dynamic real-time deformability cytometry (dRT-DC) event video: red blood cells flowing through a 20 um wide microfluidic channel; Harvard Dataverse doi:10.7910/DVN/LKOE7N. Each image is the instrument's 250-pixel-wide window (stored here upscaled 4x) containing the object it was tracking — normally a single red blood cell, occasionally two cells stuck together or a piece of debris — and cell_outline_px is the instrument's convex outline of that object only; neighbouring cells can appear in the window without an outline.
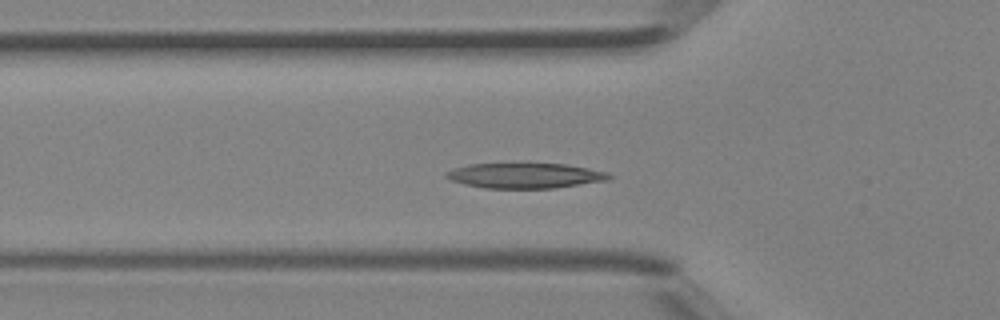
{"species": "Egyptian fruit bat (a non-hibernating species)", "species_latin": "Rousettus aegyptiacus", "temperature_condition": "room temperature", "stored_images_in_passage": 39, "segment_of_instrument_passage": [1, 2], "camera_frame_rate_fps": 3000, "um_per_image_px": 0.085, "animal": {"sex": "female"}, "frame": {"image": 1, "passage_image": 11, "time_ms": 3.333, "image_size_px": [1000, 320], "cell_outline_px": [[612, 176], [608, 180], [556, 188], [484, 188], [464, 184], [452, 180], [444, 176], [444, 172], [468, 164], [528, 160], [564, 164], [588, 168], [608, 172]], "centroid_in_image_um": [44.61, 14.87], "position_along_channel_um": 81.2, "area_um2": 25.14}}
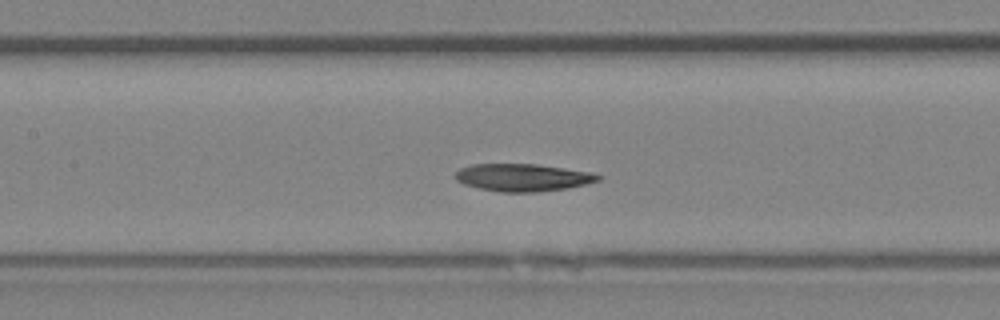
{"frame": {"image": 2, "passage_image": 16, "time_ms": 5.0, "image_size_px": [1000, 320], "cell_outline_px": [[604, 176], [600, 180], [568, 188], [536, 192], [500, 192], [480, 188], [464, 184], [456, 180], [456, 172], [460, 168], [472, 164], [536, 164], [592, 172]], "centroid_in_image_um": [44.46, 15.08], "position_along_channel_um": 162.9, "area_um2": 22.83}}
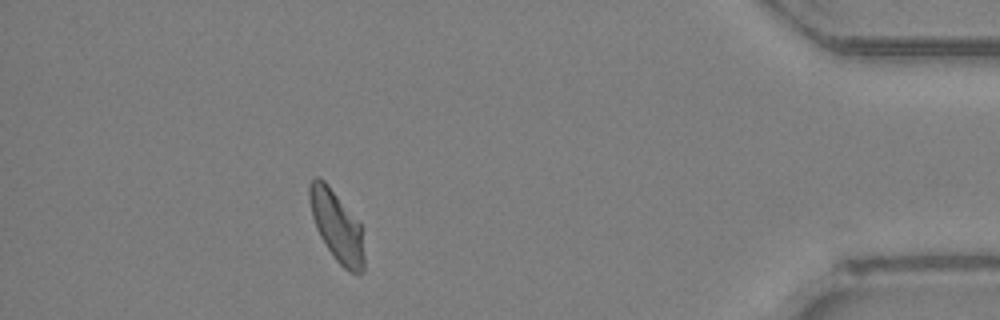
{"frame": {"image": 3, "passage_image": 34, "time_ms": 11.0, "image_size_px": [1000, 320], "cell_outline_px": [[364, 272], [360, 276], [356, 276], [348, 272], [336, 260], [320, 236], [316, 228], [312, 216], [308, 196], [308, 184], [316, 176], [320, 176], [328, 184], [360, 224], [364, 256]], "centroid_in_image_um": [28.62, 19.25], "position_along_channel_um": 406.6, "area_um2": 22.54}}